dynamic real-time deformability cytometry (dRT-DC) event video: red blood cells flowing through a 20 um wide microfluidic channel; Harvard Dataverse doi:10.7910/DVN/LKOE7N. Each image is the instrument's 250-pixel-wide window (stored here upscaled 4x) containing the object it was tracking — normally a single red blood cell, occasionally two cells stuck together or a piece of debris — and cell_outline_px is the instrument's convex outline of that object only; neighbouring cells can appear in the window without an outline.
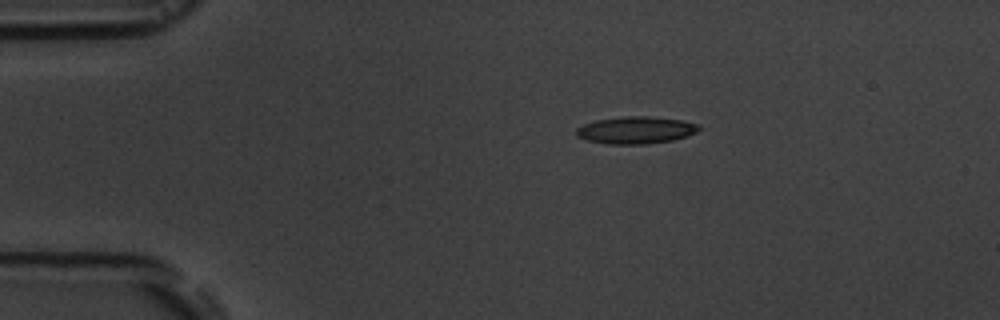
{"species": "common noctule bat (a hibernating species)", "species_latin": "Nyctalus noctula", "temperature_condition": "room temperature", "stored_images_in_passage": 3, "camera_frame_rate_fps": 3000, "um_per_image_px": 0.085, "animal": {"sex": "male", "body_mass_g": 19.5, "forearm_length_mm": 54.6}, "frame": {"image": 1, "passage_image": 1, "time_ms": 0.0, "image_size_px": [1000, 320], "cell_outline_px": [[700, 128], [696, 132], [688, 136], [672, 140], [644, 144], [608, 144], [588, 140], [576, 136], [576, 128], [584, 124], [596, 120], [624, 116], [648, 116], [680, 120], [700, 124]], "centroid_in_image_um": [54.05, 11.06], "position_along_channel_um": 31.0, "area_um2": 19.36}}